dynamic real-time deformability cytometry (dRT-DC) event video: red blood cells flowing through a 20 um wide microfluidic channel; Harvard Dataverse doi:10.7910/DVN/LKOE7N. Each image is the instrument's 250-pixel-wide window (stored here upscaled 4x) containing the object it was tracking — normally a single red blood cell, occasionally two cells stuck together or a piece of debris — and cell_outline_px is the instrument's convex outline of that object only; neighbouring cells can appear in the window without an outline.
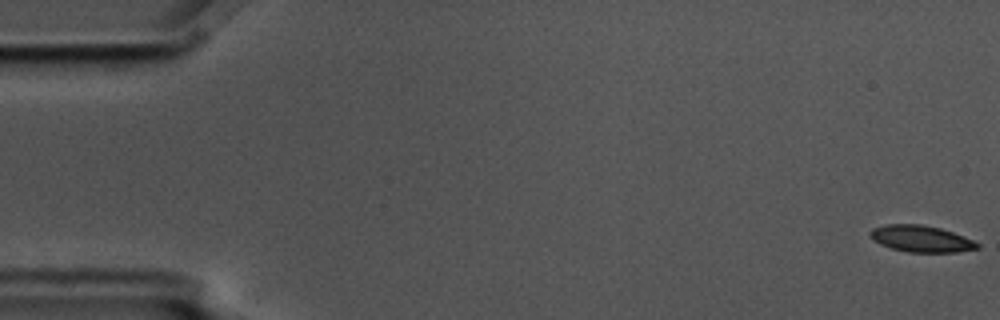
{"species": "common noctule bat (a hibernating species)", "species_latin": "Nyctalus noctula", "temperature_condition": "cold", "stored_images_in_passage": 57, "camera_frame_rate_fps": 3000, "um_per_image_px": 0.085, "animal": {"sex": "male", "body_mass_g": 17.5, "forearm_length_mm": 52.3}, "frame": {"image": 1, "passage_image": 1, "time_ms": 0.0, "image_size_px": [1000, 320], "cell_outline_px": [[980, 248], [956, 252], [908, 252], [892, 248], [880, 244], [872, 240], [868, 232], [872, 228], [884, 224], [920, 224], [940, 228], [964, 236], [980, 244]], "centroid_in_image_um": [78.26, 20.29], "position_along_channel_um": 6.7, "area_um2": 16.65}}
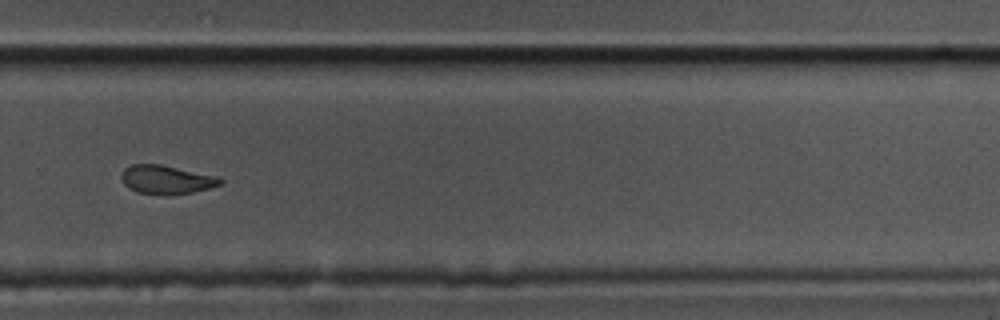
{"frame": {"image": 2, "passage_image": 39, "time_ms": 12.667, "image_size_px": [1000, 320], "cell_outline_px": [[224, 184], [192, 192], [164, 196], [136, 192], [128, 188], [124, 184], [120, 176], [124, 168], [132, 164], [160, 164], [216, 176], [224, 180]], "centroid_in_image_um": [14.12, 15.28], "position_along_channel_um": 315.7, "area_um2": 16.7}}
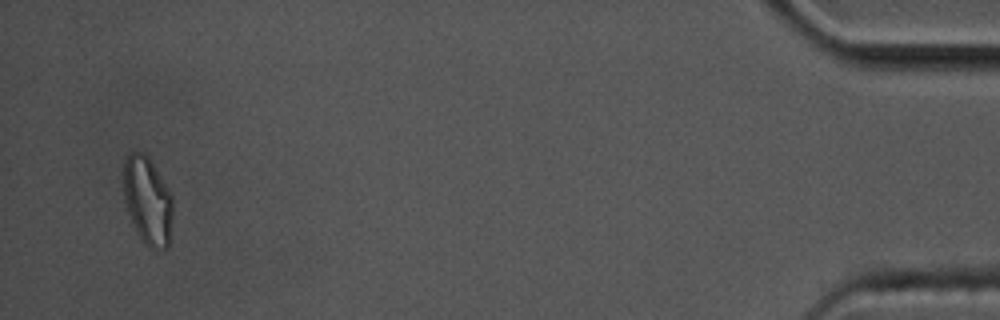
{"frame": {"image": 3, "passage_image": 55, "time_ms": 18.0, "image_size_px": [1000, 320], "cell_outline_px": [[172, 216], [168, 248], [152, 248], [144, 244], [140, 240], [128, 212], [124, 196], [124, 160], [128, 152], [140, 152], [148, 156], [168, 188], [172, 196]], "centroid_in_image_um": [12.54, 17.05], "position_along_channel_um": 422.7, "area_um2": 25.09}, "authors_computed_cell_mechanics": {"area_um2": 17.4556, "velocity_mm_per_s": 3.5637, "shape_relaxation_time_tau1_ms": 4.515, "shape_relaxation_time_tau2_ms": 3.5968, "deformation_change_tau1": 0.1199, "deformation_change_tau2": 0.0711}}